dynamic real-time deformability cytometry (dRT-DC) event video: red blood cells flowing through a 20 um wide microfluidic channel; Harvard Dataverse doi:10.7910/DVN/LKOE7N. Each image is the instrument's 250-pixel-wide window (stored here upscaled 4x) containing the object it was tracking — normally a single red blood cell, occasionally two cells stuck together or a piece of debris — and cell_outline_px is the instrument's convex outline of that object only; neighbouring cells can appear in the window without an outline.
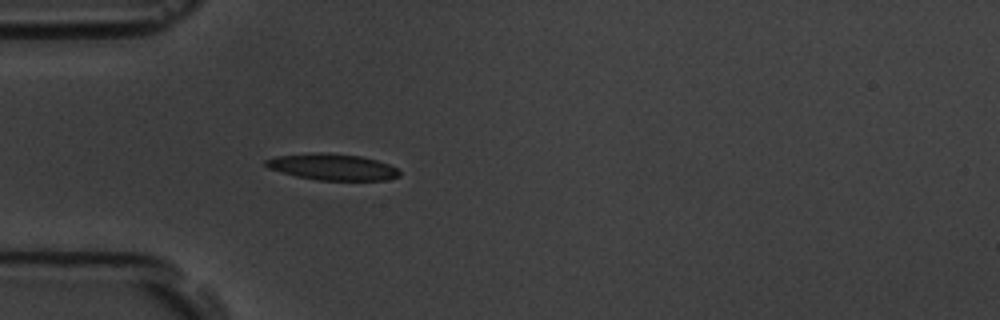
{"species": "common noctule bat (a hibernating species)", "species_latin": "Nyctalus noctula", "temperature_condition": "room temperature", "stored_images_in_passage": 4, "camera_frame_rate_fps": 3000, "um_per_image_px": 0.085, "animal": {"sex": "male", "body_mass_g": 19.5, "forearm_length_mm": 54.6}, "frame": {"image": 1, "passage_image": 4, "time_ms": 3.667, "image_size_px": [1000, 320], "cell_outline_px": [[400, 176], [388, 180], [320, 180], [296, 176], [268, 168], [264, 164], [264, 160], [276, 156], [312, 152], [328, 152], [360, 156], [376, 160], [388, 164], [396, 168], [400, 172]], "centroid_in_image_um": [28.24, 14.18], "position_along_channel_um": 56.8, "area_um2": 20.58}}